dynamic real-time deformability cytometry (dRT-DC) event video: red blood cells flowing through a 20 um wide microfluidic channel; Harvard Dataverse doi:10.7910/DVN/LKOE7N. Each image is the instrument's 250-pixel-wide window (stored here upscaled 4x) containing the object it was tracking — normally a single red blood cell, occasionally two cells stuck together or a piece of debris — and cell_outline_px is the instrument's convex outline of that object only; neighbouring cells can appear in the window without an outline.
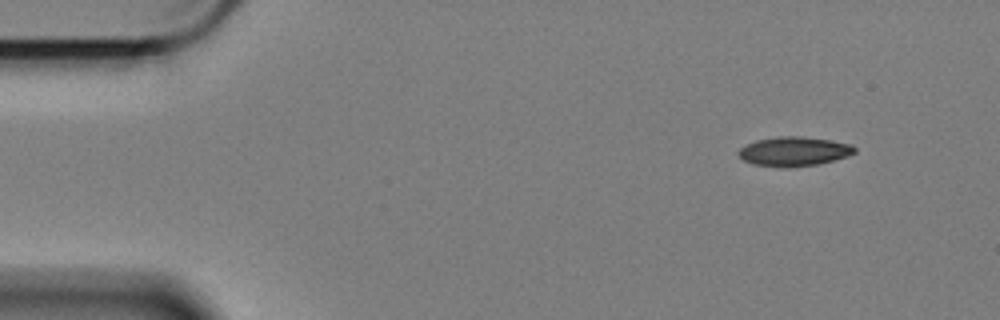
{"species": "Egyptian fruit bat (a non-hibernating species)", "species_latin": "Rousettus aegyptiacus", "temperature_condition": "cold", "stored_images_in_passage": 17, "camera_frame_rate_fps": 3000, "um_per_image_px": 0.085, "animal": {"sex": "female"}, "frame": {"image": 1, "passage_image": 1, "time_ms": 0.0, "image_size_px": [1000, 320], "cell_outline_px": [[856, 152], [848, 156], [816, 164], [788, 168], [752, 164], [744, 160], [736, 152], [740, 148], [756, 140], [780, 136], [796, 136], [828, 140], [852, 144], [856, 148]], "centroid_in_image_um": [67.48, 12.87], "position_along_channel_um": 17.5, "area_um2": 19.65}}
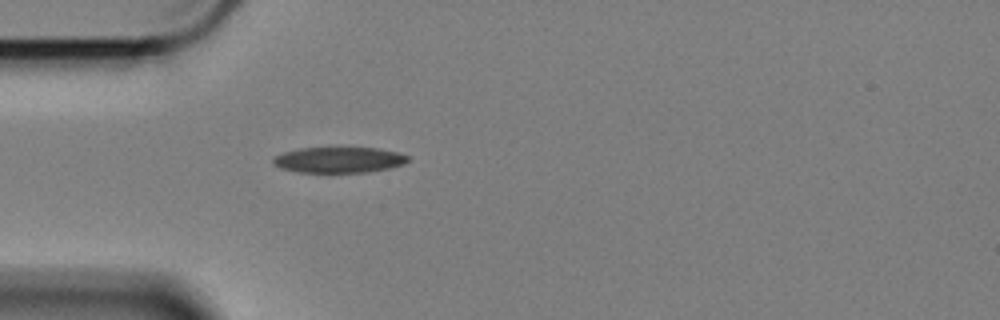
{"frame": {"image": 2, "passage_image": 12, "time_ms": 3.667, "image_size_px": [1000, 320], "cell_outline_px": [[408, 160], [400, 164], [388, 168], [368, 172], [296, 172], [280, 168], [272, 164], [272, 160], [276, 156], [284, 152], [300, 148], [376, 148], [396, 152], [408, 156]], "centroid_in_image_um": [28.74, 13.59], "position_along_channel_um": 56.3, "area_um2": 19.94}}
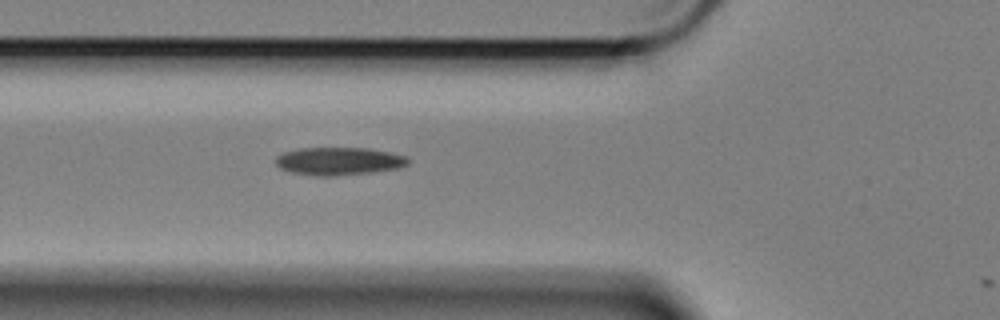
{"frame": {"image": 3, "passage_image": 16, "time_ms": 5.0, "image_size_px": [1000, 320], "cell_outline_px": [[408, 164], [396, 168], [368, 172], [332, 176], [320, 176], [292, 172], [280, 168], [276, 164], [276, 156], [284, 152], [300, 148], [368, 148], [388, 152], [404, 156], [408, 160]], "centroid_in_image_um": [28.75, 13.69], "position_along_channel_um": 97.1, "area_um2": 21.04}}